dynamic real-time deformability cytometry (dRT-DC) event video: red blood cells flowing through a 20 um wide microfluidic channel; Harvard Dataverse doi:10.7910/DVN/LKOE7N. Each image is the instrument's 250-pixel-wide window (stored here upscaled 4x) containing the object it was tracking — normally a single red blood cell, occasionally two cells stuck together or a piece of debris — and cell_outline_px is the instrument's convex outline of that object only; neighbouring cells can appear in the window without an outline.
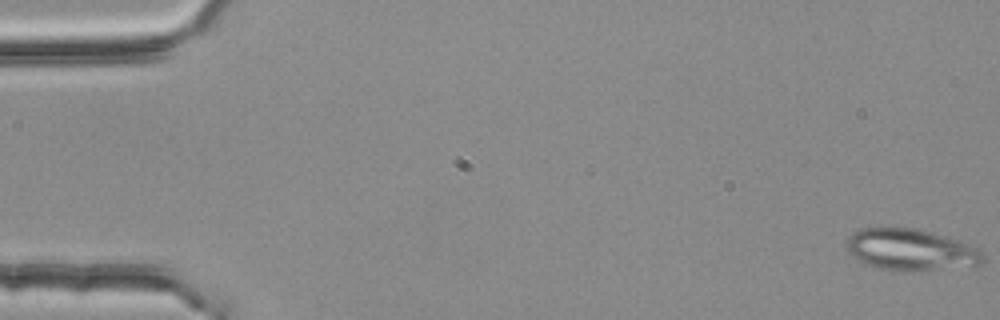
{"species": "common noctule bat (a hibernating species)", "species_latin": "Nyctalus noctula", "temperature_condition": "room temperature", "stored_images_in_passage": 10, "camera_frame_rate_fps": 3000, "um_per_image_px": 0.085, "animal": {"sex": "female", "body_mass_g": 25.1}, "frame": {"image": 1, "passage_image": 1, "time_ms": 0.0, "image_size_px": [1000, 320], "cell_outline_px": [[984, 260], [980, 264], [908, 272], [904, 272], [880, 268], [868, 264], [860, 260], [848, 252], [848, 236], [852, 232], [860, 228], [916, 228], [932, 232], [980, 248], [984, 256]], "centroid_in_image_um": [77.41, 21.22], "position_along_channel_um": 7.6, "area_um2": 32.66}}